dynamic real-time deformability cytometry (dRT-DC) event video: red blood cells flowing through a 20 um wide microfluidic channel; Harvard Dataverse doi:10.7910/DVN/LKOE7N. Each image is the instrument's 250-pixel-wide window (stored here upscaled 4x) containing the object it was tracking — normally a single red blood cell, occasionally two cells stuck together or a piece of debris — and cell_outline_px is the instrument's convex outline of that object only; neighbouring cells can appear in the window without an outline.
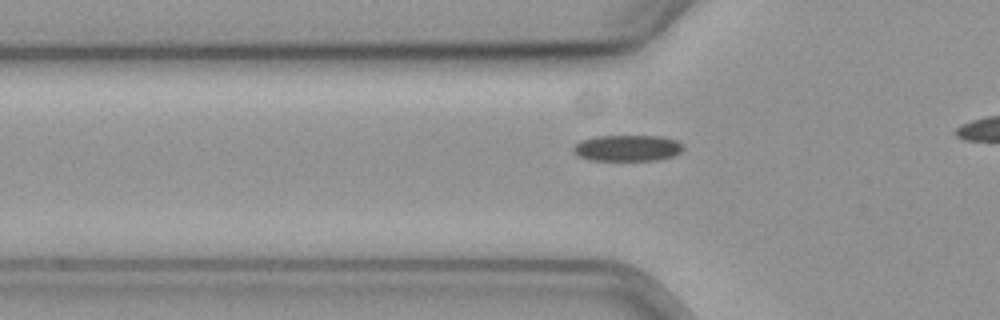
{"species": "common noctule bat (a hibernating species)", "species_latin": "Nyctalus noctula", "temperature_condition": "cold", "stored_images_in_passage": 32, "camera_frame_rate_fps": 3000, "um_per_image_px": 0.085, "animal": {"sex": "female", "body_mass_g": 19.3, "forearm_length_mm": 54.1}, "frame": {"image": 1, "passage_image": 5, "time_ms": 1.333, "image_size_px": [1000, 320], "cell_outline_px": [[684, 148], [680, 152], [672, 156], [656, 160], [592, 160], [580, 156], [572, 152], [572, 148], [580, 140], [596, 136], [660, 136], [676, 140]], "centroid_in_image_um": [53.3, 12.58], "position_along_channel_um": 72.5, "area_um2": 16.65}}
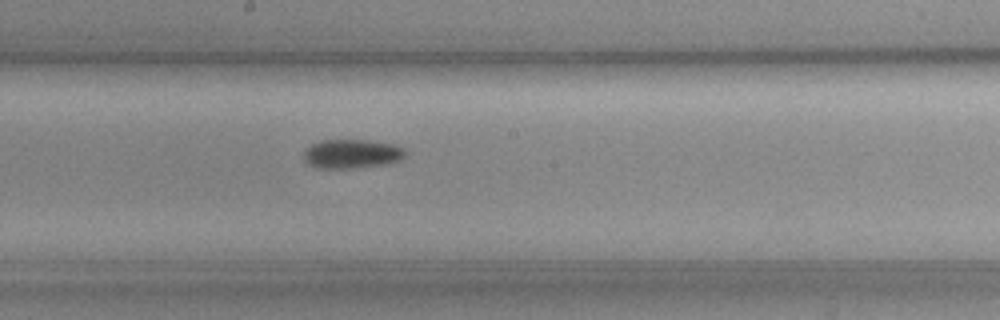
{"frame": {"image": 2, "passage_image": 17, "time_ms": 5.333, "image_size_px": [1000, 320], "cell_outline_px": [[408, 152], [400, 160], [392, 164], [352, 168], [316, 168], [304, 160], [304, 152], [312, 144], [320, 140], [368, 140], [392, 144], [404, 148]], "centroid_in_image_um": [29.95, 13.08], "position_along_channel_um": 218.2, "area_um2": 17.34}}
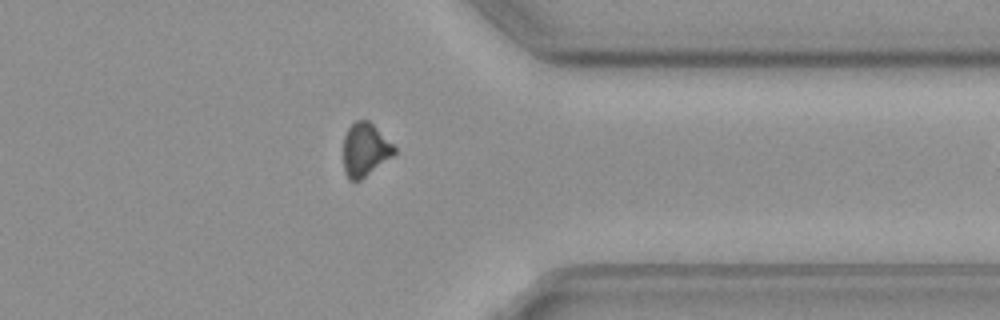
{"frame": {"image": 3, "passage_image": 31, "time_ms": 10.0, "image_size_px": [1000, 320], "cell_outline_px": [[396, 152], [392, 156], [360, 180], [348, 180], [344, 172], [344, 136], [348, 128], [356, 120], [368, 120], [396, 148]], "centroid_in_image_um": [31.01, 12.73], "position_along_channel_um": 380.4, "area_um2": 15.49}}